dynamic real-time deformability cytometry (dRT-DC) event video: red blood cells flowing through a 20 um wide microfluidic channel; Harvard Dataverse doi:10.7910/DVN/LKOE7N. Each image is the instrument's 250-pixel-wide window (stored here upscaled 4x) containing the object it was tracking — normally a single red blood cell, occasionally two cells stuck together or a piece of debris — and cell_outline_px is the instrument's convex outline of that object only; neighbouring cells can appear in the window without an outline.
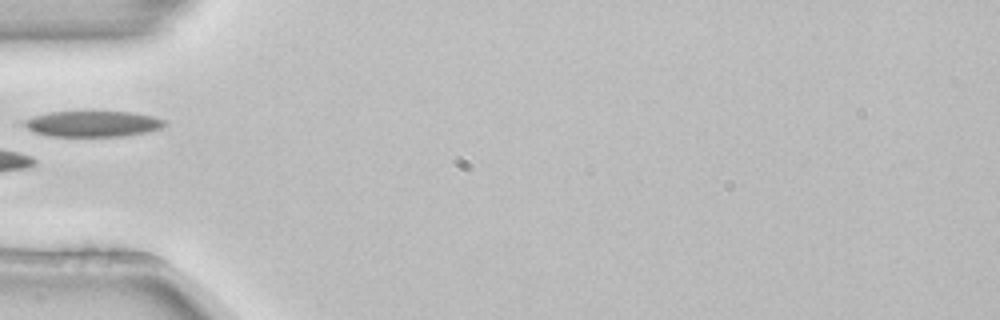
{"species": "common noctule bat (a hibernating species)", "species_latin": "Nyctalus noctula", "temperature_condition": "room temperature", "stored_images_in_passage": 2, "camera_frame_rate_fps": 3000, "um_per_image_px": 0.085, "animal": {"sex": "female", "body_mass_g": 22.7, "forearm_length_mm": 54.2}, "frame": {"image": 1, "passage_image": 2, "time_ms": 0.333, "image_size_px": [1000, 320], "cell_outline_px": [[168, 124], [164, 128], [148, 132], [124, 136], [52, 136], [36, 132], [28, 128], [24, 124], [24, 120], [32, 116], [48, 112], [132, 112], [152, 116], [168, 120]], "centroid_in_image_um": [7.98, 10.52], "position_along_channel_um": 77.0, "area_um2": 21.21}}